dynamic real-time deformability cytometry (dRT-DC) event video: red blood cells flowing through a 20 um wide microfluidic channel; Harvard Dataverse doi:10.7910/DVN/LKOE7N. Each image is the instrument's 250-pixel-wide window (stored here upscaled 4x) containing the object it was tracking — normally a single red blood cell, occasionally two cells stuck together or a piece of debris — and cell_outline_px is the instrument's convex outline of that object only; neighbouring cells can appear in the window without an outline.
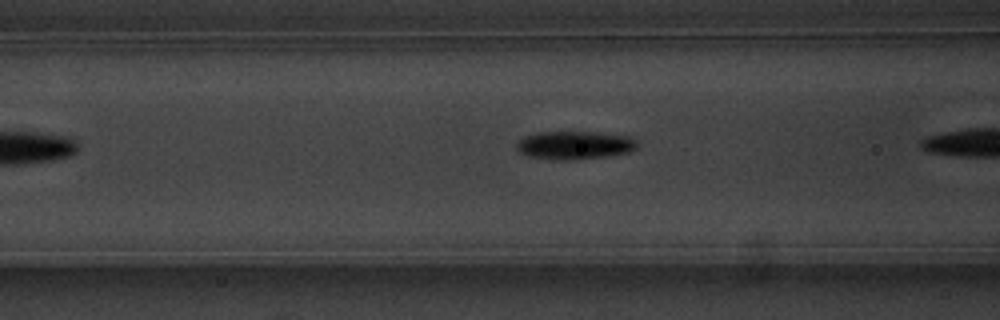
{"species": "common noctule bat (a hibernating species)", "species_latin": "Nyctalus noctula", "temperature_condition": "warm", "stored_images_in_passage": 10, "camera_frame_rate_fps": 3000, "um_per_image_px": 0.085, "animal": {"sex": "male", "body_mass_g": 20.1, "forearm_length_mm": 53.5}, "frame": {"image": 1, "passage_image": 6, "time_ms": 1.667, "image_size_px": [1000, 320], "cell_outline_px": [[636, 148], [628, 152], [604, 156], [576, 160], [556, 160], [528, 156], [520, 152], [516, 148], [516, 144], [524, 136], [536, 132], [596, 132], [628, 136], [636, 140]], "centroid_in_image_um": [48.8, 12.34], "position_along_channel_um": 117.8, "area_um2": 19.77}}